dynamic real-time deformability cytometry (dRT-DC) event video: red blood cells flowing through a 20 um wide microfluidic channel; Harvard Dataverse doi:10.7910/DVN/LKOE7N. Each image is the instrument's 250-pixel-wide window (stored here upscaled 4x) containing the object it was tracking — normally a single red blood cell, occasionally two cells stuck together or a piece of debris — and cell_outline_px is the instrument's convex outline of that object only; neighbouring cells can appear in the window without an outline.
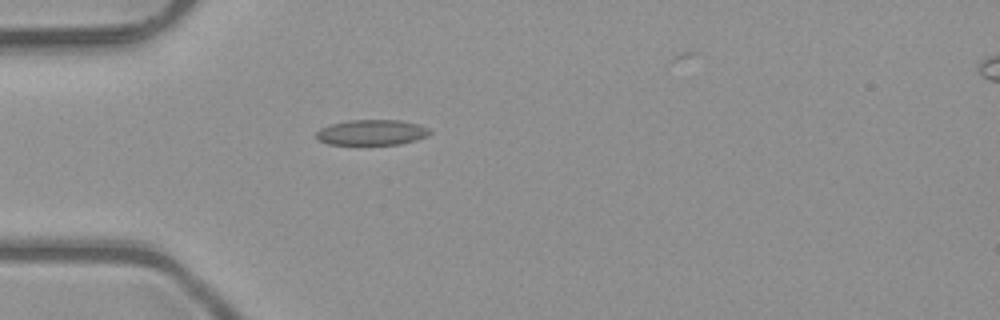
{"species": "common noctule bat (a hibernating species)", "species_latin": "Nyctalus noctula", "temperature_condition": "room temperature", "stored_images_in_passage": 2, "camera_frame_rate_fps": 3000, "um_per_image_px": 0.085, "animal": {"sex": "male", "body_mass_g": 23.1, "forearm_length_mm": 52.7}, "frame": {"image": 1, "passage_image": 1, "time_ms": 0.0, "image_size_px": [1000, 320], "cell_outline_px": [[432, 132], [428, 136], [416, 140], [400, 144], [328, 144], [316, 140], [316, 132], [320, 128], [332, 124], [348, 120], [400, 120], [420, 124], [428, 128]], "centroid_in_image_um": [31.61, 11.25], "position_along_channel_um": 53.4, "area_um2": 16.94}}